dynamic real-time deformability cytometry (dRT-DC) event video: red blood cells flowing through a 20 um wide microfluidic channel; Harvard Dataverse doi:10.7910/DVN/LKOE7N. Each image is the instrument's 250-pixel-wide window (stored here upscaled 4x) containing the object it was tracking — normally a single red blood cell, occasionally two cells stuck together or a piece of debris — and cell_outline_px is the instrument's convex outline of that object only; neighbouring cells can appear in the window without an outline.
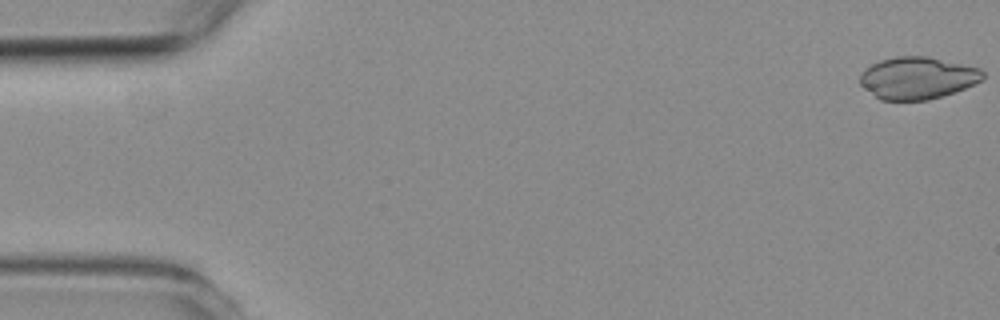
{"species": "common noctule bat (a hibernating species)", "species_latin": "Nyctalus noctula", "temperature_condition": "room temperature", "stored_images_in_passage": 3, "camera_frame_rate_fps": 3000, "um_per_image_px": 0.085, "animal": {"sex": "female", "body_mass_g": 19.3, "forearm_length_mm": 54.1}, "frame": {"image": 1, "passage_image": 1, "time_ms": 0.0, "image_size_px": [1000, 320], "cell_outline_px": [[984, 80], [964, 88], [928, 100], [880, 100], [864, 88], [860, 84], [860, 72], [872, 64], [880, 60], [896, 56], [924, 56], [980, 68], [984, 72]], "centroid_in_image_um": [77.96, 6.63], "position_along_channel_um": 7.0, "area_um2": 30.0}}